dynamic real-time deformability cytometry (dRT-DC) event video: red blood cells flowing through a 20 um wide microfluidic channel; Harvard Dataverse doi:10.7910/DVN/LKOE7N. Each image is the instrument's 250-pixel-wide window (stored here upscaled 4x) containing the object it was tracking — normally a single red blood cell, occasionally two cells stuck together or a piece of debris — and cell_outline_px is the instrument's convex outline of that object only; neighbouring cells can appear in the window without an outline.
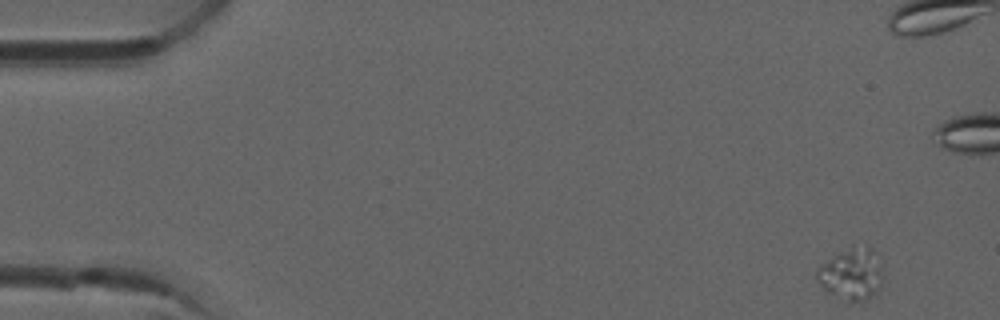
{"species": "common noctule bat (a hibernating species)", "species_latin": "Nyctalus noctula", "temperature_condition": "room temperature", "stored_images_in_passage": 11, "camera_frame_rate_fps": 3000, "um_per_image_px": 0.085, "animal": {"sex": "male", "forearm_length_mm": 52.5}, "frame": {"image": 1, "passage_image": 1, "time_ms": 0.0, "image_size_px": [1000, 320], "cell_outline_px": [[884, 276], [876, 292], [872, 296], [864, 300], [848, 304], [840, 300], [828, 292], [816, 280], [816, 268], [820, 264], [852, 244], [872, 248]], "centroid_in_image_um": [72.34, 23.31], "position_along_channel_um": 12.7, "area_um2": 20.29}}